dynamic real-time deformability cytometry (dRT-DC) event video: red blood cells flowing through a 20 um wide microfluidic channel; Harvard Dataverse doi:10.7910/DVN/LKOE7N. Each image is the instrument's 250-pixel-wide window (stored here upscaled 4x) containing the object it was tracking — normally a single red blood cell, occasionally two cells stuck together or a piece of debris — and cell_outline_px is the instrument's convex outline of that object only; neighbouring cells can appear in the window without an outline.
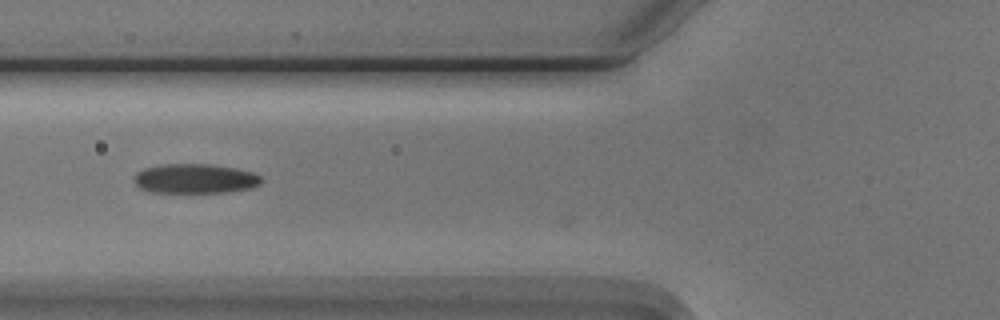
{"species": "Egyptian fruit bat (a non-hibernating species)", "species_latin": "Rousettus aegyptiacus", "temperature_condition": "cold", "stored_images_in_passage": 7, "camera_frame_rate_fps": 3000, "um_per_image_px": 0.085, "animal": {"sex": "male"}, "frame": {"image": 1, "passage_image": 6, "time_ms": 1.667, "image_size_px": [1000, 320], "cell_outline_px": [[264, 180], [260, 184], [248, 188], [228, 192], [148, 192], [140, 188], [132, 180], [132, 176], [136, 172], [144, 168], [160, 164], [212, 164], [236, 168], [252, 172], [260, 176]], "centroid_in_image_um": [16.53, 15.17], "position_along_channel_um": 109.3, "area_um2": 22.14}}